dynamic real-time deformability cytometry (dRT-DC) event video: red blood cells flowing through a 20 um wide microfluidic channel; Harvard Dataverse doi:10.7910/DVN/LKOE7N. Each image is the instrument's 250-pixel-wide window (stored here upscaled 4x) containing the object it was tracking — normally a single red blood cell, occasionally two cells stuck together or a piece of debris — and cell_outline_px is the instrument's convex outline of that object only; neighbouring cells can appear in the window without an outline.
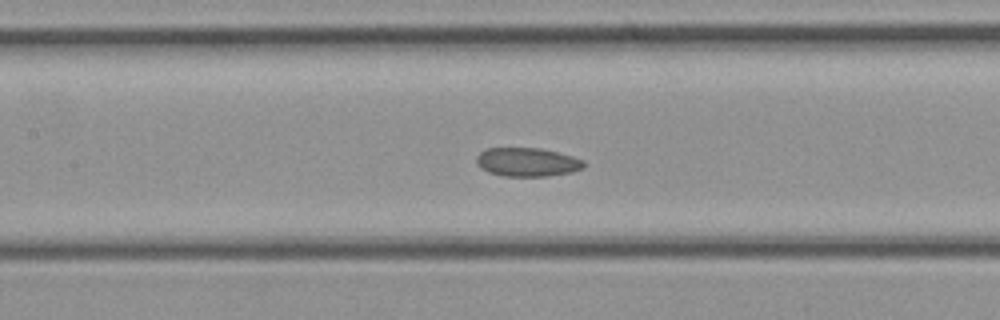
{"species": "common noctule bat (a hibernating species)", "species_latin": "Nyctalus noctula", "temperature_condition": "cold", "stored_images_in_passage": 35, "camera_frame_rate_fps": 3000, "um_per_image_px": 0.085, "animal": {"sex": "female", "body_mass_g": 21.9}, "frame": {"image": 1, "passage_image": 16, "time_ms": 5.0, "image_size_px": [1000, 320], "cell_outline_px": [[584, 168], [572, 172], [548, 176], [504, 176], [488, 172], [480, 168], [476, 164], [476, 156], [480, 152], [488, 148], [540, 148], [572, 156], [584, 160]], "centroid_in_image_um": [44.8, 13.78], "position_along_channel_um": 162.6, "area_um2": 18.03}}
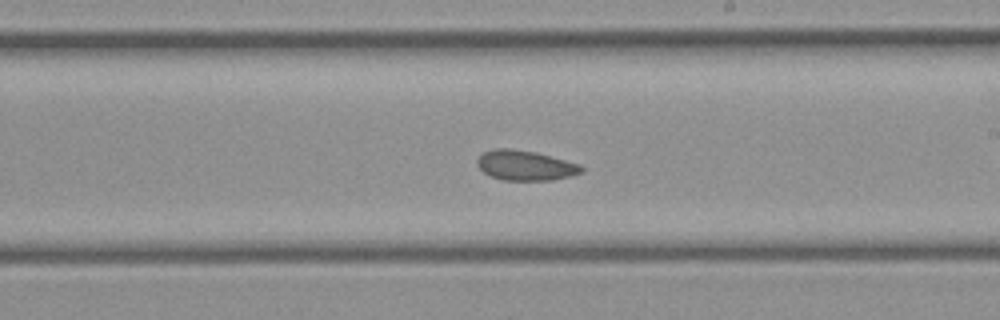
{"frame": {"image": 2, "passage_image": 20, "time_ms": 6.333, "image_size_px": [1000, 320], "cell_outline_px": [[584, 172], [572, 176], [552, 180], [504, 180], [492, 176], [484, 172], [476, 164], [476, 160], [484, 152], [492, 148], [512, 148], [536, 152], [580, 164], [584, 168]], "centroid_in_image_um": [44.67, 14.05], "position_along_channel_um": 244.3, "area_um2": 18.32}}